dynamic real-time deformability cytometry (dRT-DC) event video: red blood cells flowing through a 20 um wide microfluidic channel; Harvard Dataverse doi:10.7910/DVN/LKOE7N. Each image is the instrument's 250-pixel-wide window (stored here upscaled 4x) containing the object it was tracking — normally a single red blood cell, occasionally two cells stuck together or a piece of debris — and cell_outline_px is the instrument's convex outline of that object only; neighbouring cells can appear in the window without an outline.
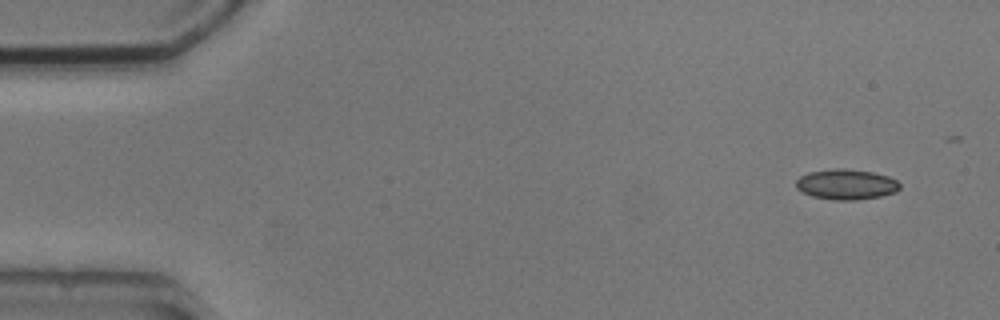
{"species": "common noctule bat (a hibernating species)", "species_latin": "Nyctalus noctula", "temperature_condition": "cold", "stored_images_in_passage": 3, "camera_frame_rate_fps": 3000, "um_per_image_px": 0.085, "animal": {"sex": "male", "body_mass_g": 20.5, "forearm_length_mm": 52.5}, "frame": {"image": 1, "passage_image": 1, "time_ms": 0.0, "image_size_px": [1000, 320], "cell_outline_px": [[900, 188], [896, 192], [880, 196], [856, 200], [832, 200], [812, 196], [796, 188], [796, 180], [800, 176], [808, 172], [836, 168], [844, 168], [872, 172], [888, 176], [896, 180], [900, 184]], "centroid_in_image_um": [71.93, 15.67], "position_along_channel_um": 13.1, "area_um2": 18.38}}
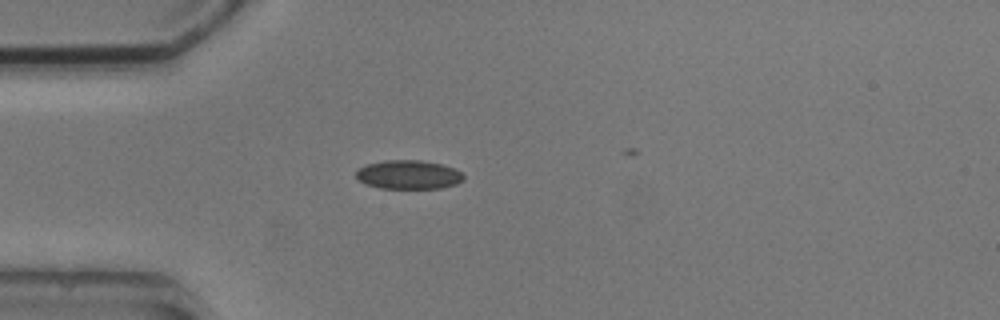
{"frame": {"image": 2, "passage_image": 3, "time_ms": 3.667, "image_size_px": [1000, 320], "cell_outline_px": [[464, 180], [456, 184], [440, 188], [380, 188], [364, 184], [356, 176], [356, 168], [368, 164], [384, 160], [420, 160], [440, 164], [456, 168], [464, 176]], "centroid_in_image_um": [34.71, 14.84], "position_along_channel_um": 50.3, "area_um2": 18.15}}